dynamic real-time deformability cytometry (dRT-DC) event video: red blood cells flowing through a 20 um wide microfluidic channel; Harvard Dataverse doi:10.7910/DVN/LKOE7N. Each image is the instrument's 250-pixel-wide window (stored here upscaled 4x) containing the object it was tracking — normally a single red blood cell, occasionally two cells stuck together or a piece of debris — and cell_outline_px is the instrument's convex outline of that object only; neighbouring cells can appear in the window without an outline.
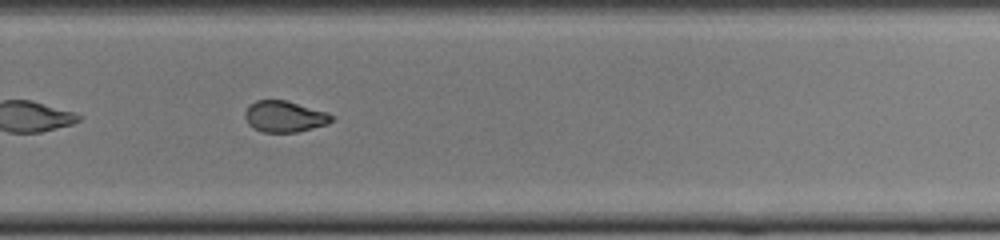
{"species": "common noctule bat (a hibernating species)", "species_latin": "Nyctalus noctula", "temperature_condition": "cold", "stored_images_in_passage": 38, "camera_frame_rate_fps": 3000, "um_per_image_px": 0.085, "animal": {"sex": "female", "body_mass_g": 22.0, "forearm_length_mm": 56.7}, "frame": {"image": 1, "passage_image": 22, "time_ms": 7.0, "image_size_px": [1000, 240], "cell_outline_px": [[332, 120], [328, 124], [296, 132], [264, 132], [248, 124], [244, 116], [244, 112], [248, 104], [256, 100], [284, 100], [328, 112], [332, 116]], "centroid_in_image_um": [24.16, 9.89], "position_along_channel_um": 305.6, "area_um2": 15.66}, "authors_computed_cell_mechanics": {"area_um2": 16.9065, "velocity_mm_per_s": 4.0233, "shape_relaxation_time_tau1_ms": 5.2033, "shape_relaxation_time_tau2_ms": 2.3519, "deformation_change_tau1": 0.1681, "deformation_change_tau2": 0.071}}